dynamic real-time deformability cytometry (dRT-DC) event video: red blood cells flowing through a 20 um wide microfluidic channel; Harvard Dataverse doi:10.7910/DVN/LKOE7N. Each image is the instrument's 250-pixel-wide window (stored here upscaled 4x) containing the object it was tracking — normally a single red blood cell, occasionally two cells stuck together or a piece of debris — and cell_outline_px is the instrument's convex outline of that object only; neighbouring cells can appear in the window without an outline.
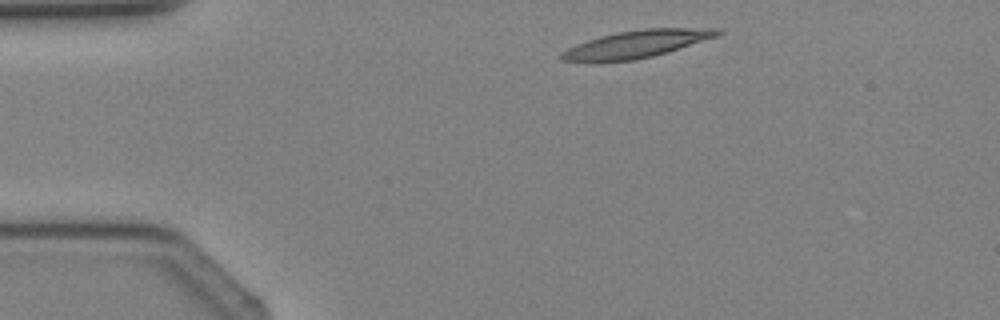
{"species": "Egyptian fruit bat (a non-hibernating species)", "species_latin": "Rousettus aegyptiacus", "temperature_condition": "cold", "stored_images_in_passage": 2, "segment_of_instrument_passage": [2, 2], "camera_frame_rate_fps": 3000, "um_per_image_px": 0.085, "animal": {"sex": "female"}, "frame": {"image": 1, "passage_image": 2, "time_ms": 1.333, "image_size_px": [1000, 320], "cell_outline_px": [[724, 32], [716, 36], [668, 52], [652, 56], [632, 60], [560, 60], [556, 56], [560, 52], [576, 44], [600, 36], [616, 32], [644, 28], [720, 28]], "centroid_in_image_um": [54.13, 3.71], "position_along_channel_um": 30.9, "area_um2": 24.45}}